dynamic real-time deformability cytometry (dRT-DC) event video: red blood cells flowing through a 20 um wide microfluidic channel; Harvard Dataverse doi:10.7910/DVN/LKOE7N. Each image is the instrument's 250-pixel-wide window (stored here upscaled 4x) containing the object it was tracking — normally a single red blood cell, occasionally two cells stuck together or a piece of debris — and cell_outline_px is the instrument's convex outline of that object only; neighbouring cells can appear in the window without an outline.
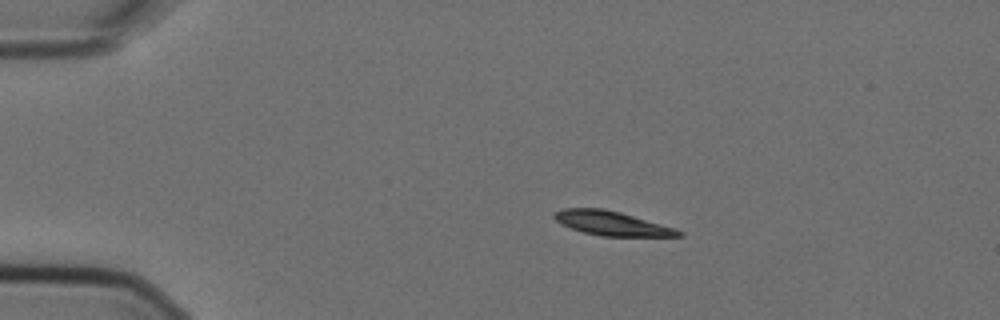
{"species": "Egyptian fruit bat (a non-hibernating species)", "species_latin": "Rousettus aegyptiacus", "temperature_condition": "cold", "stored_images_in_passage": 9, "camera_frame_rate_fps": 3000, "um_per_image_px": 0.085, "animal": {"sex": "female"}, "frame": {"image": 1, "passage_image": 2, "time_ms": 0.333, "image_size_px": [1000, 320], "cell_outline_px": [[684, 236], [600, 236], [584, 232], [560, 224], [552, 216], [556, 212], [564, 208], [604, 208], [620, 212], [676, 228], [684, 232]], "centroid_in_image_um": [52.02, 18.98], "position_along_channel_um": 33.0, "area_um2": 17.51}}
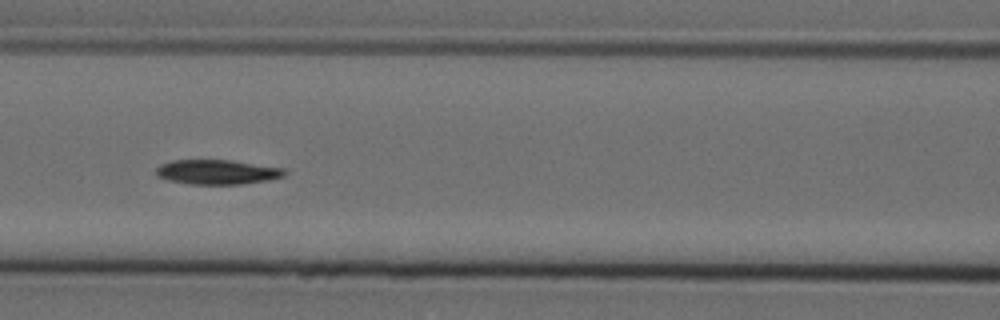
{"frame": {"image": 2, "passage_image": 6, "time_ms": 1.667, "image_size_px": [1000, 320], "cell_outline_px": [[288, 172], [284, 176], [268, 180], [240, 184], [188, 184], [168, 180], [156, 176], [156, 168], [160, 164], [172, 160], [232, 160], [284, 168]], "centroid_in_image_um": [18.45, 14.62], "position_along_channel_um": 148.1, "area_um2": 18.55}}
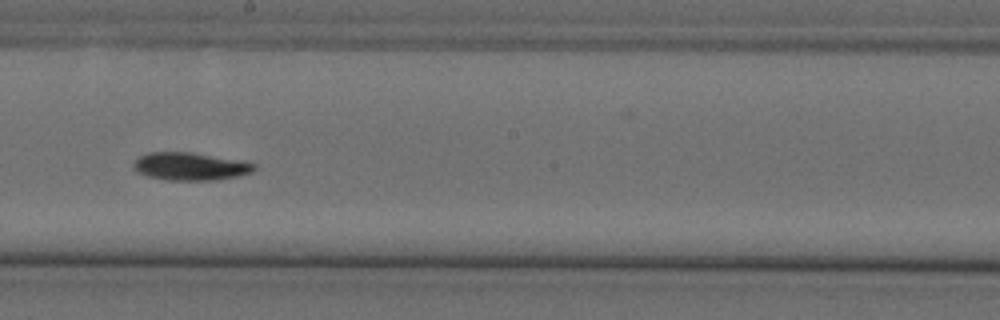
{"frame": {"image": 3, "passage_image": 8, "time_ms": 2.333, "image_size_px": [1000, 320], "cell_outline_px": [[256, 168], [252, 172], [240, 176], [216, 180], [168, 180], [148, 176], [136, 172], [132, 164], [140, 156], [148, 152], [192, 152], [256, 164]], "centroid_in_image_um": [16.15, 14.15], "position_along_channel_um": 232.1, "area_um2": 19.42}}